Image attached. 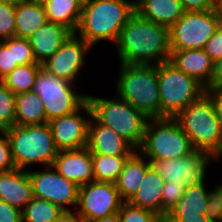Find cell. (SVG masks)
Wrapping results in <instances>:
<instances>
[{"label":"cell","mask_w":222,"mask_h":222,"mask_svg":"<svg viewBox=\"0 0 222 222\" xmlns=\"http://www.w3.org/2000/svg\"><path fill=\"white\" fill-rule=\"evenodd\" d=\"M54 222H86L83 220L77 212L74 210L73 212L70 211H63L55 220Z\"/></svg>","instance_id":"obj_44"},{"label":"cell","mask_w":222,"mask_h":222,"mask_svg":"<svg viewBox=\"0 0 222 222\" xmlns=\"http://www.w3.org/2000/svg\"><path fill=\"white\" fill-rule=\"evenodd\" d=\"M157 76L161 117H175L205 93V87L200 82L169 60L157 65Z\"/></svg>","instance_id":"obj_8"},{"label":"cell","mask_w":222,"mask_h":222,"mask_svg":"<svg viewBox=\"0 0 222 222\" xmlns=\"http://www.w3.org/2000/svg\"><path fill=\"white\" fill-rule=\"evenodd\" d=\"M121 222H163L154 211L123 202L118 212Z\"/></svg>","instance_id":"obj_32"},{"label":"cell","mask_w":222,"mask_h":222,"mask_svg":"<svg viewBox=\"0 0 222 222\" xmlns=\"http://www.w3.org/2000/svg\"><path fill=\"white\" fill-rule=\"evenodd\" d=\"M42 69V64L32 63L20 65L6 75L2 82L15 94H22L33 90L36 77Z\"/></svg>","instance_id":"obj_28"},{"label":"cell","mask_w":222,"mask_h":222,"mask_svg":"<svg viewBox=\"0 0 222 222\" xmlns=\"http://www.w3.org/2000/svg\"><path fill=\"white\" fill-rule=\"evenodd\" d=\"M33 189L27 170L15 168L0 172V200L19 210L33 198Z\"/></svg>","instance_id":"obj_18"},{"label":"cell","mask_w":222,"mask_h":222,"mask_svg":"<svg viewBox=\"0 0 222 222\" xmlns=\"http://www.w3.org/2000/svg\"><path fill=\"white\" fill-rule=\"evenodd\" d=\"M124 201L115 183L92 181L79 186L77 214L86 222L118 213Z\"/></svg>","instance_id":"obj_12"},{"label":"cell","mask_w":222,"mask_h":222,"mask_svg":"<svg viewBox=\"0 0 222 222\" xmlns=\"http://www.w3.org/2000/svg\"><path fill=\"white\" fill-rule=\"evenodd\" d=\"M134 13L135 7L127 0H84L75 33L92 48L99 41L115 44L120 31Z\"/></svg>","instance_id":"obj_2"},{"label":"cell","mask_w":222,"mask_h":222,"mask_svg":"<svg viewBox=\"0 0 222 222\" xmlns=\"http://www.w3.org/2000/svg\"><path fill=\"white\" fill-rule=\"evenodd\" d=\"M129 157L92 154L94 181L115 183Z\"/></svg>","instance_id":"obj_29"},{"label":"cell","mask_w":222,"mask_h":222,"mask_svg":"<svg viewBox=\"0 0 222 222\" xmlns=\"http://www.w3.org/2000/svg\"><path fill=\"white\" fill-rule=\"evenodd\" d=\"M71 34L65 26L47 21L27 38L36 62L42 64L52 57Z\"/></svg>","instance_id":"obj_19"},{"label":"cell","mask_w":222,"mask_h":222,"mask_svg":"<svg viewBox=\"0 0 222 222\" xmlns=\"http://www.w3.org/2000/svg\"><path fill=\"white\" fill-rule=\"evenodd\" d=\"M151 168V163L138 150L126 161L122 172L115 182L120 197L128 202L139 189L146 172Z\"/></svg>","instance_id":"obj_21"},{"label":"cell","mask_w":222,"mask_h":222,"mask_svg":"<svg viewBox=\"0 0 222 222\" xmlns=\"http://www.w3.org/2000/svg\"><path fill=\"white\" fill-rule=\"evenodd\" d=\"M195 150L222 154V127L210 98L204 93L174 117Z\"/></svg>","instance_id":"obj_6"},{"label":"cell","mask_w":222,"mask_h":222,"mask_svg":"<svg viewBox=\"0 0 222 222\" xmlns=\"http://www.w3.org/2000/svg\"><path fill=\"white\" fill-rule=\"evenodd\" d=\"M92 117L102 125L112 128L138 150L144 139L149 118L132 104L119 98H99L88 95Z\"/></svg>","instance_id":"obj_4"},{"label":"cell","mask_w":222,"mask_h":222,"mask_svg":"<svg viewBox=\"0 0 222 222\" xmlns=\"http://www.w3.org/2000/svg\"><path fill=\"white\" fill-rule=\"evenodd\" d=\"M204 215L213 222H222V184L215 185L209 192Z\"/></svg>","instance_id":"obj_35"},{"label":"cell","mask_w":222,"mask_h":222,"mask_svg":"<svg viewBox=\"0 0 222 222\" xmlns=\"http://www.w3.org/2000/svg\"><path fill=\"white\" fill-rule=\"evenodd\" d=\"M213 160H216V157L211 152L195 150L188 156L152 160L150 163L164 181L190 186L206 181L207 167Z\"/></svg>","instance_id":"obj_11"},{"label":"cell","mask_w":222,"mask_h":222,"mask_svg":"<svg viewBox=\"0 0 222 222\" xmlns=\"http://www.w3.org/2000/svg\"><path fill=\"white\" fill-rule=\"evenodd\" d=\"M15 168L8 136L5 131H0V172H7Z\"/></svg>","instance_id":"obj_38"},{"label":"cell","mask_w":222,"mask_h":222,"mask_svg":"<svg viewBox=\"0 0 222 222\" xmlns=\"http://www.w3.org/2000/svg\"><path fill=\"white\" fill-rule=\"evenodd\" d=\"M48 21L42 0H27L16 6L15 35L28 38Z\"/></svg>","instance_id":"obj_24"},{"label":"cell","mask_w":222,"mask_h":222,"mask_svg":"<svg viewBox=\"0 0 222 222\" xmlns=\"http://www.w3.org/2000/svg\"><path fill=\"white\" fill-rule=\"evenodd\" d=\"M52 166L60 175L79 186L94 181L92 153L87 147L58 151Z\"/></svg>","instance_id":"obj_16"},{"label":"cell","mask_w":222,"mask_h":222,"mask_svg":"<svg viewBox=\"0 0 222 222\" xmlns=\"http://www.w3.org/2000/svg\"><path fill=\"white\" fill-rule=\"evenodd\" d=\"M221 23L215 10L185 11L169 28L170 50L203 49Z\"/></svg>","instance_id":"obj_10"},{"label":"cell","mask_w":222,"mask_h":222,"mask_svg":"<svg viewBox=\"0 0 222 222\" xmlns=\"http://www.w3.org/2000/svg\"><path fill=\"white\" fill-rule=\"evenodd\" d=\"M135 12L143 19L169 29L185 11L179 0H143L135 7Z\"/></svg>","instance_id":"obj_22"},{"label":"cell","mask_w":222,"mask_h":222,"mask_svg":"<svg viewBox=\"0 0 222 222\" xmlns=\"http://www.w3.org/2000/svg\"><path fill=\"white\" fill-rule=\"evenodd\" d=\"M203 50L213 61L222 58V23L216 29L214 35L206 42Z\"/></svg>","instance_id":"obj_39"},{"label":"cell","mask_w":222,"mask_h":222,"mask_svg":"<svg viewBox=\"0 0 222 222\" xmlns=\"http://www.w3.org/2000/svg\"><path fill=\"white\" fill-rule=\"evenodd\" d=\"M45 109L38 94L33 91L15 96V125L32 126L46 124Z\"/></svg>","instance_id":"obj_27"},{"label":"cell","mask_w":222,"mask_h":222,"mask_svg":"<svg viewBox=\"0 0 222 222\" xmlns=\"http://www.w3.org/2000/svg\"><path fill=\"white\" fill-rule=\"evenodd\" d=\"M138 151L151 162L188 156L195 149L174 117H160L148 120Z\"/></svg>","instance_id":"obj_7"},{"label":"cell","mask_w":222,"mask_h":222,"mask_svg":"<svg viewBox=\"0 0 222 222\" xmlns=\"http://www.w3.org/2000/svg\"><path fill=\"white\" fill-rule=\"evenodd\" d=\"M90 222H121L119 218V214L115 213L110 216L103 217L101 219L93 220Z\"/></svg>","instance_id":"obj_46"},{"label":"cell","mask_w":222,"mask_h":222,"mask_svg":"<svg viewBox=\"0 0 222 222\" xmlns=\"http://www.w3.org/2000/svg\"><path fill=\"white\" fill-rule=\"evenodd\" d=\"M184 11L215 10V0H179Z\"/></svg>","instance_id":"obj_41"},{"label":"cell","mask_w":222,"mask_h":222,"mask_svg":"<svg viewBox=\"0 0 222 222\" xmlns=\"http://www.w3.org/2000/svg\"><path fill=\"white\" fill-rule=\"evenodd\" d=\"M165 181L151 167L128 201L130 204L154 211L162 218V193Z\"/></svg>","instance_id":"obj_23"},{"label":"cell","mask_w":222,"mask_h":222,"mask_svg":"<svg viewBox=\"0 0 222 222\" xmlns=\"http://www.w3.org/2000/svg\"><path fill=\"white\" fill-rule=\"evenodd\" d=\"M163 222H213L209 220L204 214L200 217H187V218H163Z\"/></svg>","instance_id":"obj_45"},{"label":"cell","mask_w":222,"mask_h":222,"mask_svg":"<svg viewBox=\"0 0 222 222\" xmlns=\"http://www.w3.org/2000/svg\"><path fill=\"white\" fill-rule=\"evenodd\" d=\"M215 12L222 19V0H215Z\"/></svg>","instance_id":"obj_47"},{"label":"cell","mask_w":222,"mask_h":222,"mask_svg":"<svg viewBox=\"0 0 222 222\" xmlns=\"http://www.w3.org/2000/svg\"><path fill=\"white\" fill-rule=\"evenodd\" d=\"M205 94L212 101L216 117L218 118L222 127V88L220 89L205 88Z\"/></svg>","instance_id":"obj_42"},{"label":"cell","mask_w":222,"mask_h":222,"mask_svg":"<svg viewBox=\"0 0 222 222\" xmlns=\"http://www.w3.org/2000/svg\"><path fill=\"white\" fill-rule=\"evenodd\" d=\"M169 61L204 87L209 84L214 61L203 49L171 50Z\"/></svg>","instance_id":"obj_20"},{"label":"cell","mask_w":222,"mask_h":222,"mask_svg":"<svg viewBox=\"0 0 222 222\" xmlns=\"http://www.w3.org/2000/svg\"><path fill=\"white\" fill-rule=\"evenodd\" d=\"M74 85L50 75L44 69L39 71L32 91L41 98L48 122L74 113L87 102L88 95L80 94Z\"/></svg>","instance_id":"obj_9"},{"label":"cell","mask_w":222,"mask_h":222,"mask_svg":"<svg viewBox=\"0 0 222 222\" xmlns=\"http://www.w3.org/2000/svg\"><path fill=\"white\" fill-rule=\"evenodd\" d=\"M205 182L186 186L183 197L164 218L200 217L204 214L209 200Z\"/></svg>","instance_id":"obj_25"},{"label":"cell","mask_w":222,"mask_h":222,"mask_svg":"<svg viewBox=\"0 0 222 222\" xmlns=\"http://www.w3.org/2000/svg\"><path fill=\"white\" fill-rule=\"evenodd\" d=\"M143 0H132V1H130L131 2V4L134 6V7H136L139 3H141Z\"/></svg>","instance_id":"obj_49"},{"label":"cell","mask_w":222,"mask_h":222,"mask_svg":"<svg viewBox=\"0 0 222 222\" xmlns=\"http://www.w3.org/2000/svg\"><path fill=\"white\" fill-rule=\"evenodd\" d=\"M13 56V37L0 41V79L17 67Z\"/></svg>","instance_id":"obj_37"},{"label":"cell","mask_w":222,"mask_h":222,"mask_svg":"<svg viewBox=\"0 0 222 222\" xmlns=\"http://www.w3.org/2000/svg\"><path fill=\"white\" fill-rule=\"evenodd\" d=\"M87 148L92 154L131 156L136 149L112 128L99 124L93 117L88 127Z\"/></svg>","instance_id":"obj_17"},{"label":"cell","mask_w":222,"mask_h":222,"mask_svg":"<svg viewBox=\"0 0 222 222\" xmlns=\"http://www.w3.org/2000/svg\"><path fill=\"white\" fill-rule=\"evenodd\" d=\"M81 110L88 115L87 117H92L90 105L86 102L74 113L51 119L48 122L58 151L78 150L87 147L90 119L82 116Z\"/></svg>","instance_id":"obj_15"},{"label":"cell","mask_w":222,"mask_h":222,"mask_svg":"<svg viewBox=\"0 0 222 222\" xmlns=\"http://www.w3.org/2000/svg\"><path fill=\"white\" fill-rule=\"evenodd\" d=\"M117 96L149 119L161 117L157 65L122 64L116 82Z\"/></svg>","instance_id":"obj_3"},{"label":"cell","mask_w":222,"mask_h":222,"mask_svg":"<svg viewBox=\"0 0 222 222\" xmlns=\"http://www.w3.org/2000/svg\"><path fill=\"white\" fill-rule=\"evenodd\" d=\"M90 49L92 47L84 39L72 33L58 51L42 63V69L56 78L76 84Z\"/></svg>","instance_id":"obj_14"},{"label":"cell","mask_w":222,"mask_h":222,"mask_svg":"<svg viewBox=\"0 0 222 222\" xmlns=\"http://www.w3.org/2000/svg\"><path fill=\"white\" fill-rule=\"evenodd\" d=\"M4 131L10 142L11 156L16 168L28 170L30 165L34 164L52 166L58 150L48 123L32 126L14 125Z\"/></svg>","instance_id":"obj_5"},{"label":"cell","mask_w":222,"mask_h":222,"mask_svg":"<svg viewBox=\"0 0 222 222\" xmlns=\"http://www.w3.org/2000/svg\"><path fill=\"white\" fill-rule=\"evenodd\" d=\"M45 169V170H44ZM42 171H29L33 196L58 205L63 211L76 210L79 185L60 175L53 166H45Z\"/></svg>","instance_id":"obj_13"},{"label":"cell","mask_w":222,"mask_h":222,"mask_svg":"<svg viewBox=\"0 0 222 222\" xmlns=\"http://www.w3.org/2000/svg\"><path fill=\"white\" fill-rule=\"evenodd\" d=\"M205 88H222V58L214 61L212 76L209 84Z\"/></svg>","instance_id":"obj_43"},{"label":"cell","mask_w":222,"mask_h":222,"mask_svg":"<svg viewBox=\"0 0 222 222\" xmlns=\"http://www.w3.org/2000/svg\"><path fill=\"white\" fill-rule=\"evenodd\" d=\"M115 46L122 64L158 65L170 59L169 29L135 12L120 31Z\"/></svg>","instance_id":"obj_1"},{"label":"cell","mask_w":222,"mask_h":222,"mask_svg":"<svg viewBox=\"0 0 222 222\" xmlns=\"http://www.w3.org/2000/svg\"><path fill=\"white\" fill-rule=\"evenodd\" d=\"M185 189L186 186L183 183L165 181L162 193V219L183 197Z\"/></svg>","instance_id":"obj_34"},{"label":"cell","mask_w":222,"mask_h":222,"mask_svg":"<svg viewBox=\"0 0 222 222\" xmlns=\"http://www.w3.org/2000/svg\"><path fill=\"white\" fill-rule=\"evenodd\" d=\"M62 212L58 205L33 197L22 210V222H54Z\"/></svg>","instance_id":"obj_30"},{"label":"cell","mask_w":222,"mask_h":222,"mask_svg":"<svg viewBox=\"0 0 222 222\" xmlns=\"http://www.w3.org/2000/svg\"><path fill=\"white\" fill-rule=\"evenodd\" d=\"M219 158H222V154L218 155V156L216 157V160H215V161L219 160Z\"/></svg>","instance_id":"obj_50"},{"label":"cell","mask_w":222,"mask_h":222,"mask_svg":"<svg viewBox=\"0 0 222 222\" xmlns=\"http://www.w3.org/2000/svg\"><path fill=\"white\" fill-rule=\"evenodd\" d=\"M27 0H0L2 3H6L13 6H18L20 3H23Z\"/></svg>","instance_id":"obj_48"},{"label":"cell","mask_w":222,"mask_h":222,"mask_svg":"<svg viewBox=\"0 0 222 222\" xmlns=\"http://www.w3.org/2000/svg\"><path fill=\"white\" fill-rule=\"evenodd\" d=\"M15 94L0 81V131L15 125Z\"/></svg>","instance_id":"obj_31"},{"label":"cell","mask_w":222,"mask_h":222,"mask_svg":"<svg viewBox=\"0 0 222 222\" xmlns=\"http://www.w3.org/2000/svg\"><path fill=\"white\" fill-rule=\"evenodd\" d=\"M16 6L0 2V41L16 37Z\"/></svg>","instance_id":"obj_33"},{"label":"cell","mask_w":222,"mask_h":222,"mask_svg":"<svg viewBox=\"0 0 222 222\" xmlns=\"http://www.w3.org/2000/svg\"><path fill=\"white\" fill-rule=\"evenodd\" d=\"M0 222H22V211L0 200Z\"/></svg>","instance_id":"obj_40"},{"label":"cell","mask_w":222,"mask_h":222,"mask_svg":"<svg viewBox=\"0 0 222 222\" xmlns=\"http://www.w3.org/2000/svg\"><path fill=\"white\" fill-rule=\"evenodd\" d=\"M13 56L18 66L37 63L27 38L13 37Z\"/></svg>","instance_id":"obj_36"},{"label":"cell","mask_w":222,"mask_h":222,"mask_svg":"<svg viewBox=\"0 0 222 222\" xmlns=\"http://www.w3.org/2000/svg\"><path fill=\"white\" fill-rule=\"evenodd\" d=\"M48 21L68 28L72 33L77 31L84 0H42Z\"/></svg>","instance_id":"obj_26"}]
</instances>
